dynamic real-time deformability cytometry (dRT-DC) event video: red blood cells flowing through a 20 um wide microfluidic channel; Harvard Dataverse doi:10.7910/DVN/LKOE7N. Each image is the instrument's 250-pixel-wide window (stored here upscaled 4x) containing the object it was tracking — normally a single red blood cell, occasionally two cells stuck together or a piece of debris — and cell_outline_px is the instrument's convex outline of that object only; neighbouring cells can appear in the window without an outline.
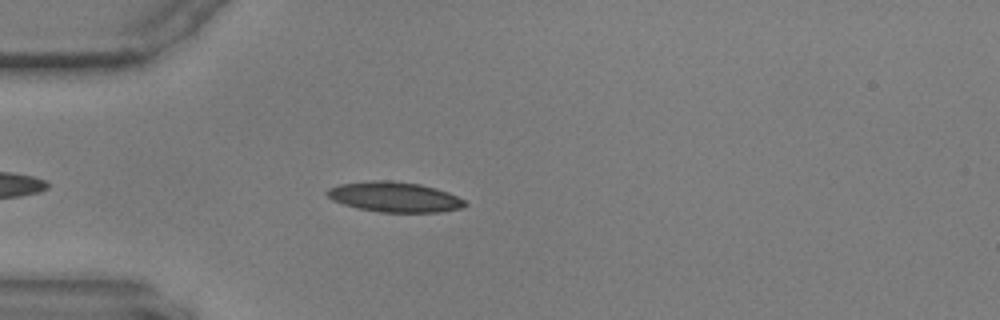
{"species": "common noctule bat (a hibernating species)", "species_latin": "Nyctalus noctula", "temperature_condition": "warm", "stored_images_in_passage": 32, "camera_frame_rate_fps": 3000, "um_per_image_px": 0.085, "animal": {"sex": "male", "body_mass_g": 17.9, "forearm_length_mm": 54.2}, "frame": {"image": 1, "passage_image": 6, "time_ms": 1.667, "image_size_px": [1000, 320], "cell_outline_px": [[468, 204], [460, 208], [440, 212], [376, 212], [344, 204], [332, 200], [324, 192], [328, 188], [340, 184], [372, 180], [388, 180], [420, 184], [436, 188], [448, 192], [464, 200]], "centroid_in_image_um": [33.52, 16.74], "position_along_channel_um": 51.5, "area_um2": 24.16}}
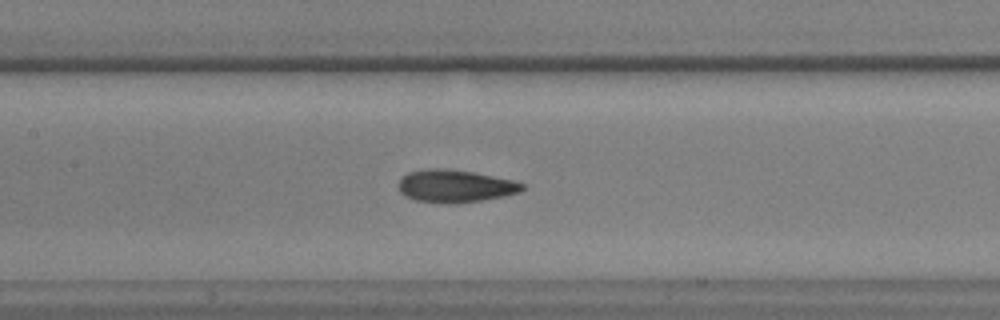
{"frame": {"image": 2, "passage_image": 17, "time_ms": 5.333, "image_size_px": [1000, 320], "cell_outline_px": [[524, 188], [520, 192], [504, 196], [456, 204], [452, 204], [416, 200], [404, 196], [400, 192], [396, 184], [400, 176], [408, 172], [424, 168], [444, 168], [472, 172], [512, 180], [524, 184]], "centroid_in_image_um": [38.61, 15.81], "position_along_channel_um": 168.8, "area_um2": 23.7}}
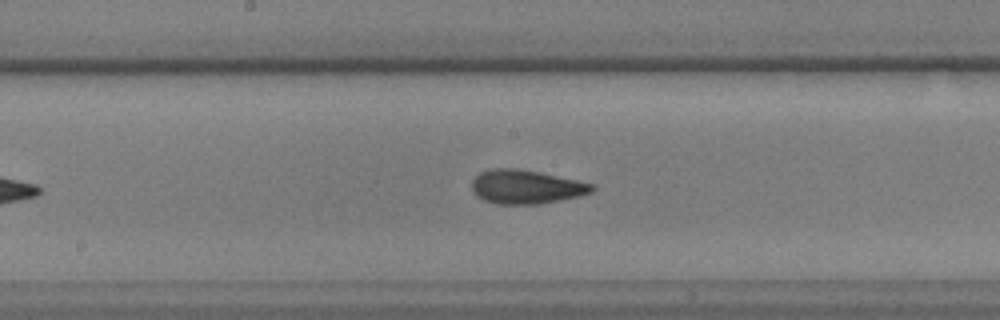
{"frame": {"image": 3, "passage_image": 20, "time_ms": 6.333, "image_size_px": [1000, 320], "cell_outline_px": [[596, 188], [592, 192], [580, 196], [540, 204], [496, 204], [484, 200], [476, 196], [472, 192], [472, 180], [480, 172], [492, 168], [516, 168], [540, 172], [576, 180], [592, 184]], "centroid_in_image_um": [44.69, 15.88], "position_along_channel_um": 203.5, "area_um2": 23.81}}